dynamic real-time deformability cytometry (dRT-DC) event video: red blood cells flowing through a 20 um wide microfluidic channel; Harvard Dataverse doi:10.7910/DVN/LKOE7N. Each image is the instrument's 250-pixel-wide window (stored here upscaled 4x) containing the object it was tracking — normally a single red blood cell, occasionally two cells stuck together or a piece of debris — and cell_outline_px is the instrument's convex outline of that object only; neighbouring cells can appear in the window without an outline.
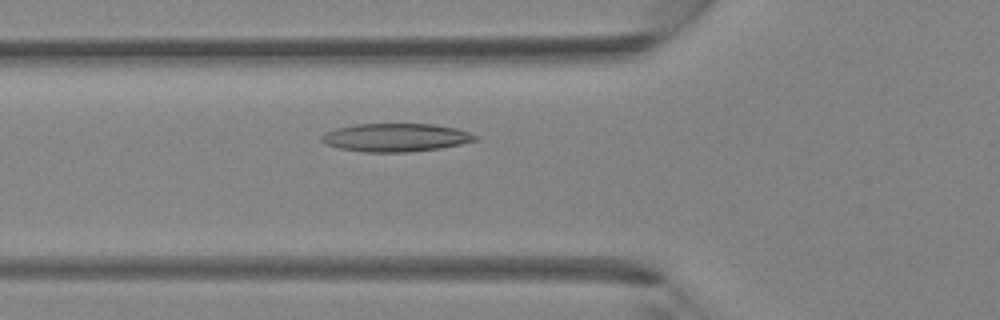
{"species": "Egyptian fruit bat (a non-hibernating species)", "species_latin": "Rousettus aegyptiacus", "temperature_condition": "room temperature", "stored_images_in_passage": 37, "camera_frame_rate_fps": 3000, "um_per_image_px": 0.085, "animal": {"sex": "female"}, "frame": {"image": 1, "passage_image": 12, "time_ms": 3.667, "image_size_px": [1000, 320], "cell_outline_px": [[480, 140], [440, 148], [408, 152], [364, 152], [340, 148], [328, 144], [320, 140], [320, 136], [324, 132], [336, 128], [356, 124], [432, 124], [456, 128], [480, 136]], "centroid_in_image_um": [33.66, 11.68], "position_along_channel_um": 92.1, "area_um2": 25.32}}
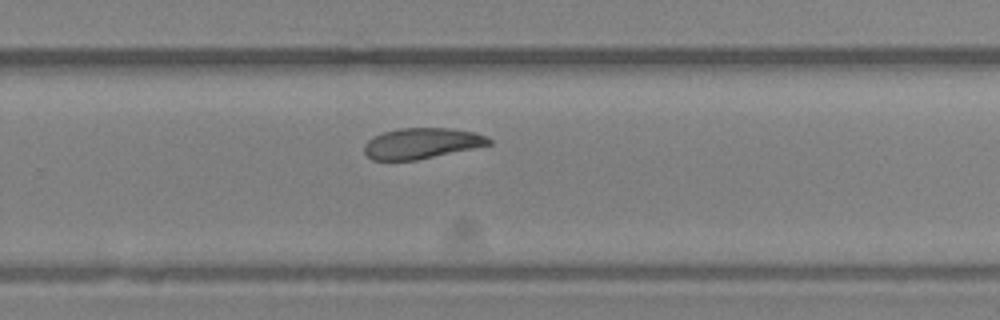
{"frame": {"image": 2, "passage_image": 24, "time_ms": 7.667, "image_size_px": [1000, 320], "cell_outline_px": [[492, 144], [416, 160], [372, 160], [364, 152], [364, 144], [372, 136], [384, 132], [400, 128], [448, 128], [476, 132], [488, 136], [492, 140]], "centroid_in_image_um": [35.84, 12.17], "position_along_channel_um": 294.0, "area_um2": 22.31}}
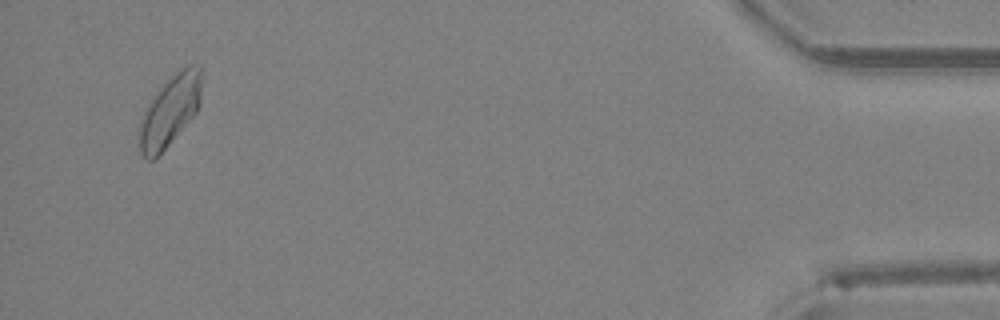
{"frame": {"image": 3, "passage_image": 36, "time_ms": 11.667, "image_size_px": [1000, 320], "cell_outline_px": [[200, 104], [196, 112], [168, 144], [152, 160], [148, 160], [140, 152], [140, 120], [152, 96], [180, 68], [188, 64], [200, 64]], "centroid_in_image_um": [14.44, 9.37], "position_along_channel_um": 420.8, "area_um2": 24.91}}